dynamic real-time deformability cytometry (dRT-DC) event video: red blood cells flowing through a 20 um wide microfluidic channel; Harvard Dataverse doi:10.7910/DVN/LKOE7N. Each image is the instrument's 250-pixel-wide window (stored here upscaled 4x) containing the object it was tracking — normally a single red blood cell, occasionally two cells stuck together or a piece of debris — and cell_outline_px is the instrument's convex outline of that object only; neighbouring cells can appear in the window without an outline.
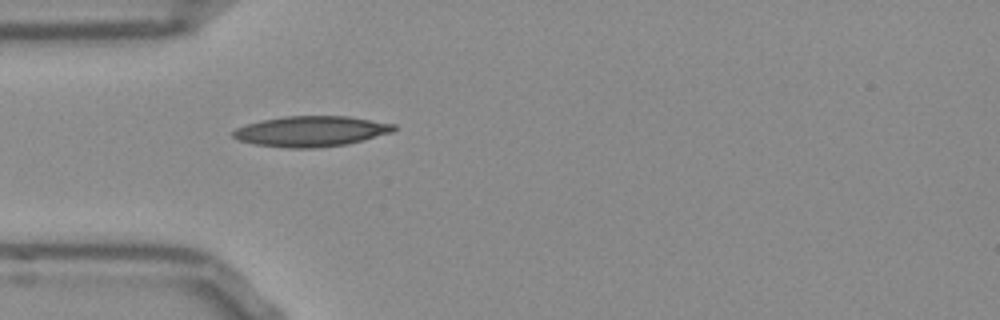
{"species": "Egyptian fruit bat (a non-hibernating species)", "species_latin": "Rousettus aegyptiacus", "temperature_condition": "room temperature", "stored_images_in_passage": 38, "camera_frame_rate_fps": 3000, "um_per_image_px": 0.085, "frame": {"image": 1, "passage_image": 1, "time_ms": 0.0, "image_size_px": [1000, 320], "cell_outline_px": [[396, 128], [392, 132], [364, 140], [348, 144], [312, 148], [288, 148], [256, 144], [240, 140], [232, 136], [232, 132], [236, 128], [260, 120], [284, 116], [348, 116], [396, 124]], "centroid_in_image_um": [26.46, 11.15], "position_along_channel_um": 58.5, "area_um2": 28.5}}
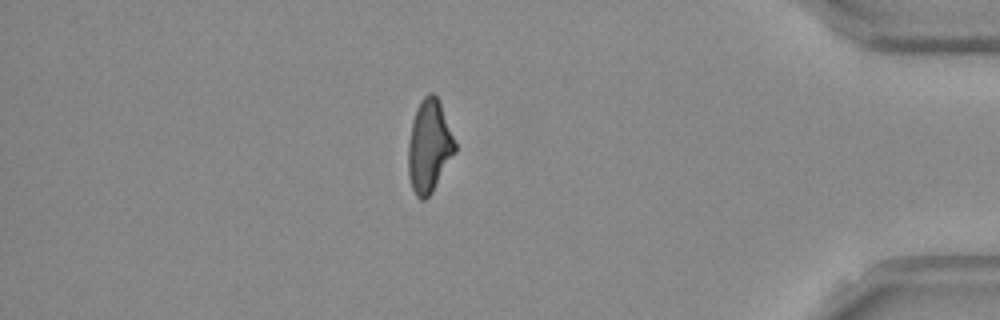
{"frame": {"image": 2, "passage_image": 31, "time_ms": 10.0, "image_size_px": [1000, 320], "cell_outline_px": [[456, 152], [432, 192], [424, 200], [420, 200], [416, 196], [412, 188], [408, 176], [408, 144], [412, 120], [416, 108], [420, 100], [428, 92], [432, 92], [440, 100], [456, 144]], "centroid_in_image_um": [36.47, 12.41], "position_along_channel_um": 398.7, "area_um2": 25.49}}
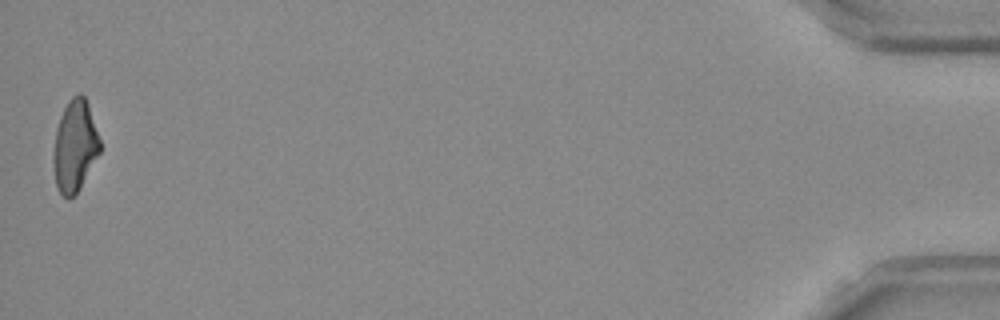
{"frame": {"image": 3, "passage_image": 38, "time_ms": 12.333, "image_size_px": [1000, 320], "cell_outline_px": [[100, 152], [76, 192], [68, 200], [60, 192], [56, 184], [52, 160], [56, 128], [60, 116], [68, 100], [76, 92], [80, 92], [84, 96], [88, 104], [100, 140]], "centroid_in_image_um": [6.34, 12.36], "position_along_channel_um": 428.9, "area_um2": 24.57}, "authors_computed_cell_mechanics": {"area_um2": 25.6343, "velocity_mm_per_s": 3.8214, "shape_relaxation_time_tau1_ms": 10.8803, "shape_relaxation_time_tau2_ms": 1.8166, "deformation_change_tau1": 0.2616, "deformation_change_tau2": 0.0971}}